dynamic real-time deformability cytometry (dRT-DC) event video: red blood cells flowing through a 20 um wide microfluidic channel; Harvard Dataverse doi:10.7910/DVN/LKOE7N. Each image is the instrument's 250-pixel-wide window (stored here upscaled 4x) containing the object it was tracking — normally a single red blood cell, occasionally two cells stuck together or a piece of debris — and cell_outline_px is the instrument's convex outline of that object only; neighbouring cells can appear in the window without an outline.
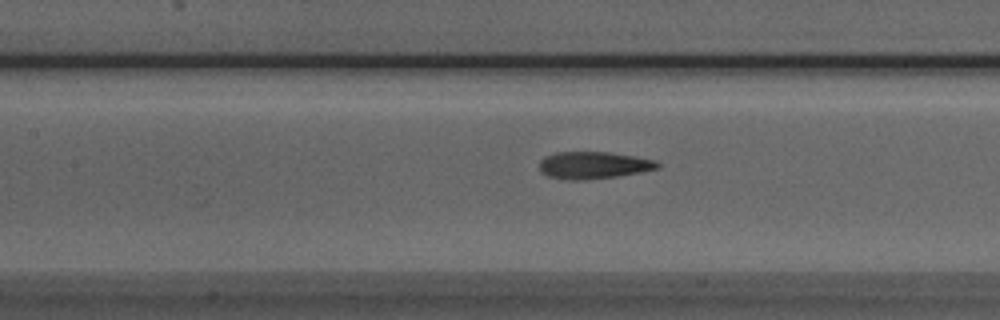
{"species": "Egyptian fruit bat (a non-hibernating species)", "species_latin": "Rousettus aegyptiacus", "temperature_condition": "room temperature", "stored_images_in_passage": 46, "camera_frame_rate_fps": 3000, "um_per_image_px": 0.085, "animal": {"sex": "male"}, "frame": {"image": 1, "passage_image": 17, "time_ms": 5.333, "image_size_px": [1000, 320], "cell_outline_px": [[660, 168], [640, 172], [616, 176], [584, 180], [568, 180], [548, 176], [540, 172], [540, 160], [544, 156], [556, 152], [608, 152], [636, 156], [656, 160], [660, 164]], "centroid_in_image_um": [50.44, 14.04], "position_along_channel_um": 157.0, "area_um2": 18.79}}
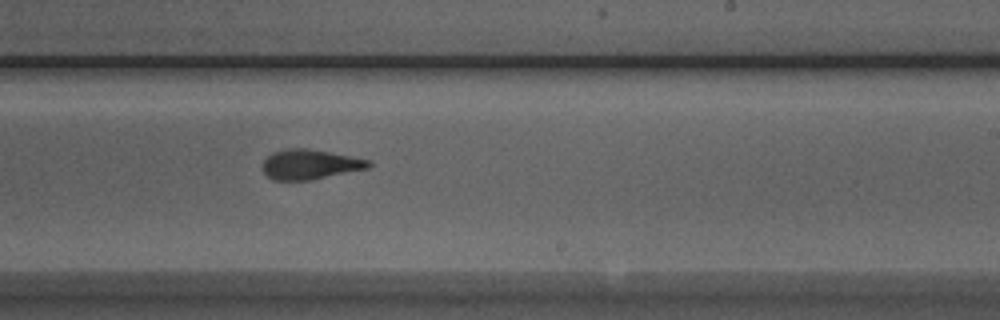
{"frame": {"image": 2, "passage_image": 25, "time_ms": 8.0, "image_size_px": [1000, 320], "cell_outline_px": [[372, 164], [368, 168], [312, 180], [272, 180], [260, 168], [264, 160], [272, 152], [284, 148], [304, 148], [328, 152], [372, 160]], "centroid_in_image_um": [26.32, 13.97], "position_along_channel_um": 262.7, "area_um2": 18.55}}
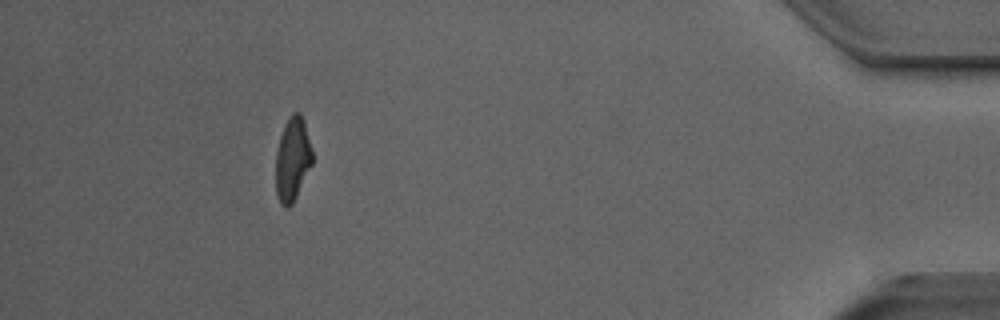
{"frame": {"image": 3, "passage_image": 41, "time_ms": 13.333, "image_size_px": [1000, 320], "cell_outline_px": [[312, 164], [292, 204], [288, 208], [284, 208], [280, 204], [276, 192], [276, 152], [280, 136], [284, 124], [292, 112], [300, 112], [304, 124], [312, 152]], "centroid_in_image_um": [24.84, 13.55], "position_along_channel_um": 410.4, "area_um2": 17.63}, "authors_computed_cell_mechanics": {"area_um2": 19.0162, "velocity_mm_per_s": 3.9813, "shape_relaxation_time_tau1_ms": 6.0936, "shape_relaxation_time_tau2_ms": 1.756, "deformation_change_tau1": 0.1957, "deformation_change_tau2": 0.101}}